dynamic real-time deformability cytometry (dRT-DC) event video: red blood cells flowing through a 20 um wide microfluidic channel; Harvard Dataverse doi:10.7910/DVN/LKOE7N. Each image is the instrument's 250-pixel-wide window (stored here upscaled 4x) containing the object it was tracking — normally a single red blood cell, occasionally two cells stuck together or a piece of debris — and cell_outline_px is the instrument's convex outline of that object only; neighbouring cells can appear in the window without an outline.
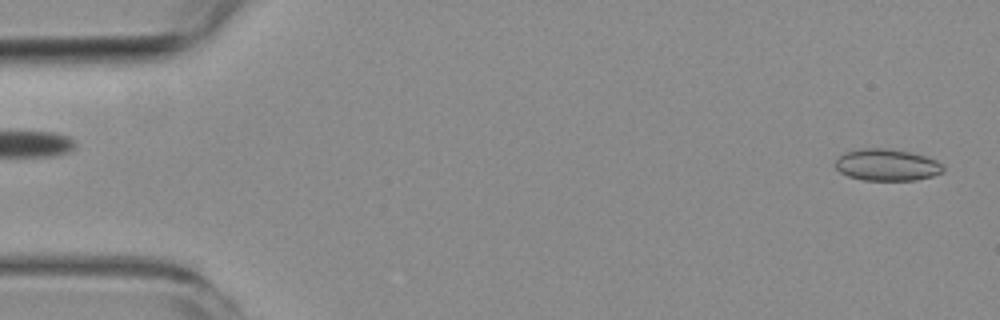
{"species": "common noctule bat (a hibernating species)", "species_latin": "Nyctalus noctula", "temperature_condition": "room temperature", "stored_images_in_passage": 5, "camera_frame_rate_fps": 3000, "um_per_image_px": 0.085, "animal": {"sex": "female", "body_mass_g": 19.3, "forearm_length_mm": 54.1}, "frame": {"image": 1, "passage_image": 1, "time_ms": 0.0, "image_size_px": [1000, 320], "cell_outline_px": [[944, 172], [932, 176], [916, 180], [864, 180], [848, 176], [840, 172], [836, 168], [836, 160], [844, 152], [860, 148], [884, 148], [908, 152], [924, 156], [936, 160], [944, 164]], "centroid_in_image_um": [75.4, 14.02], "position_along_channel_um": 9.6, "area_um2": 19.94}}
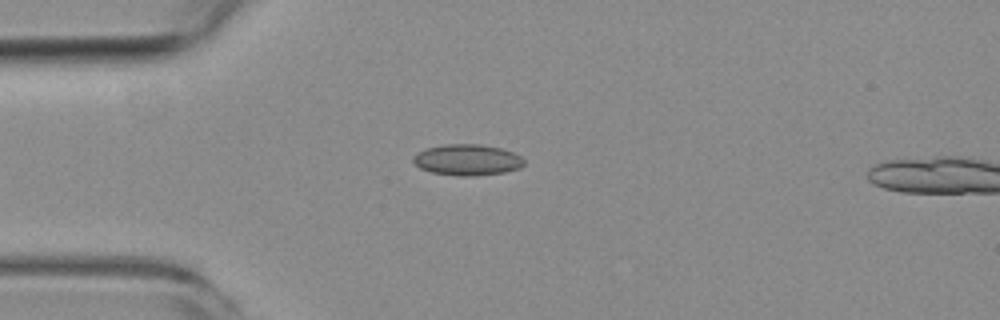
{"frame": {"image": 2, "passage_image": 4, "time_ms": 4.0, "image_size_px": [1000, 320], "cell_outline_px": [[524, 164], [520, 168], [504, 172], [472, 176], [460, 176], [432, 172], [420, 168], [412, 160], [424, 148], [448, 144], [480, 144], [500, 148], [512, 152], [520, 156], [524, 160]], "centroid_in_image_um": [39.74, 13.59], "position_along_channel_um": 45.3, "area_um2": 19.83}}